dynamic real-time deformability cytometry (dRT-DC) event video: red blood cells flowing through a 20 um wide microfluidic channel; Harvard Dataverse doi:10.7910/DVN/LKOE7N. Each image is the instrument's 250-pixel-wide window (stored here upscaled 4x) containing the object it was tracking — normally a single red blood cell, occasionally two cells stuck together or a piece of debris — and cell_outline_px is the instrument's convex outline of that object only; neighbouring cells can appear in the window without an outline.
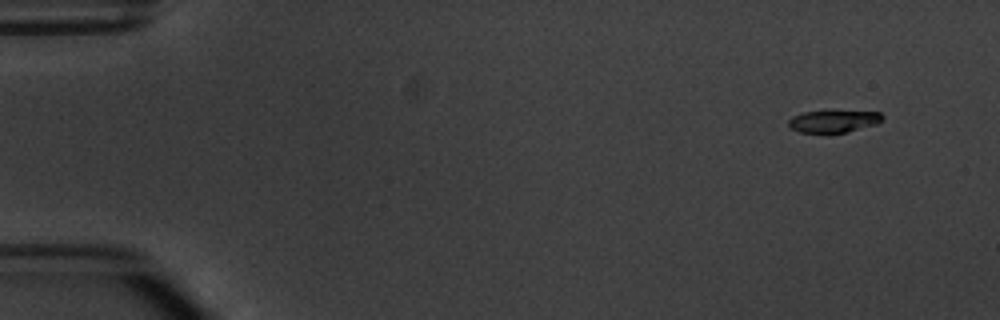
{"species": "common noctule bat (a hibernating species)", "species_latin": "Nyctalus noctula", "temperature_condition": "warm", "stored_images_in_passage": 8, "camera_frame_rate_fps": 3000, "um_per_image_px": 0.085, "animal": {"sex": "male", "body_mass_g": 20.1, "forearm_length_mm": 53.5}, "frame": {"image": 1, "passage_image": 1, "time_ms": 0.0, "image_size_px": [1000, 320], "cell_outline_px": [[884, 116], [876, 124], [848, 132], [800, 132], [792, 128], [788, 124], [788, 120], [792, 116], [804, 112], [880, 112]], "centroid_in_image_um": [70.84, 10.32], "position_along_channel_um": 14.2, "area_um2": 11.68}}
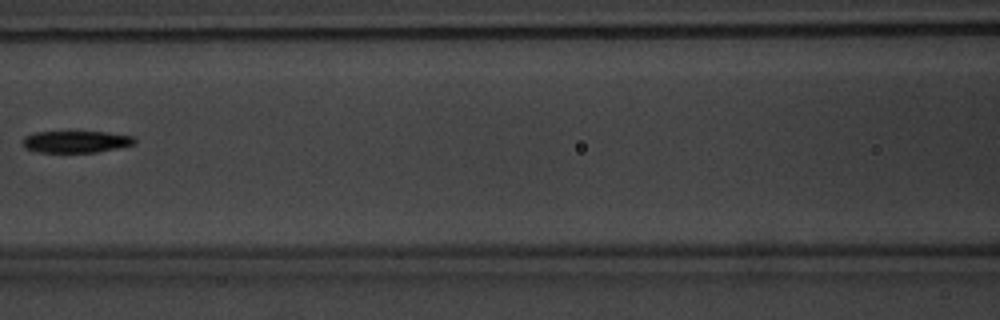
{"frame": {"image": 2, "passage_image": 6, "time_ms": 7.0, "image_size_px": [1000, 320], "cell_outline_px": [[136, 140], [132, 144], [116, 148], [96, 152], [40, 152], [24, 148], [24, 136], [36, 132], [108, 132], [132, 136]], "centroid_in_image_um": [6.44, 12.04], "position_along_channel_um": 160.2, "area_um2": 13.99}}
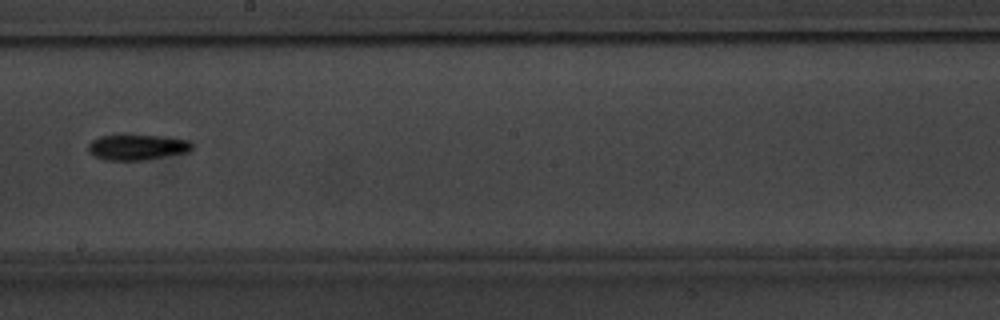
{"frame": {"image": 3, "passage_image": 8, "time_ms": 9.0, "image_size_px": [1000, 320], "cell_outline_px": [[196, 144], [188, 152], [148, 160], [104, 160], [92, 156], [88, 152], [88, 144], [92, 140], [100, 136], [124, 132], [164, 136], [192, 140]], "centroid_in_image_um": [11.67, 12.47], "position_along_channel_um": 236.5, "area_um2": 16.59}}